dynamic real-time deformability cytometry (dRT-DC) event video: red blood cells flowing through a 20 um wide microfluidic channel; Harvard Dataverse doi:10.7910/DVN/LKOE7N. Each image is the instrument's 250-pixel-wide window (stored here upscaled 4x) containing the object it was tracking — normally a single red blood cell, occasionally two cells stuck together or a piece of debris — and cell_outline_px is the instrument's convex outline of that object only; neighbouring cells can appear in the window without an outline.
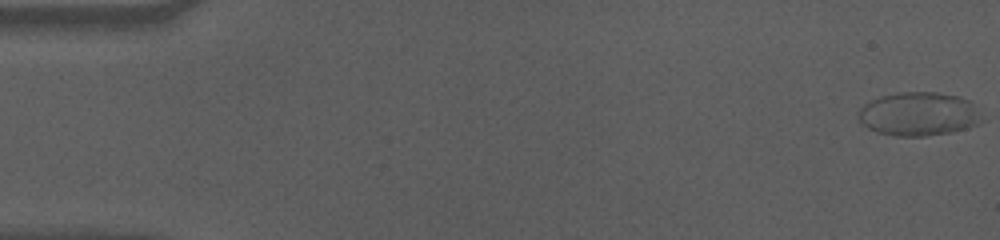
{"species": "human", "species_latin": "Homo sapiens", "temperature_condition": "cold", "stored_images_in_passage": 58, "camera_frame_rate_fps": 3000, "um_per_image_px": 0.085, "donor": {"sex": "male"}, "frame": {"image": 1, "passage_image": 1, "time_ms": 0.0, "image_size_px": [1000, 240], "cell_outline_px": [[980, 120], [976, 124], [964, 128], [948, 132], [924, 136], [896, 136], [880, 132], [868, 128], [860, 120], [860, 108], [864, 104], [872, 100], [884, 96], [900, 92], [936, 92], [960, 96], [968, 100]], "centroid_in_image_um": [78.04, 9.68], "position_along_channel_um": 7.0, "area_um2": 30.4}}
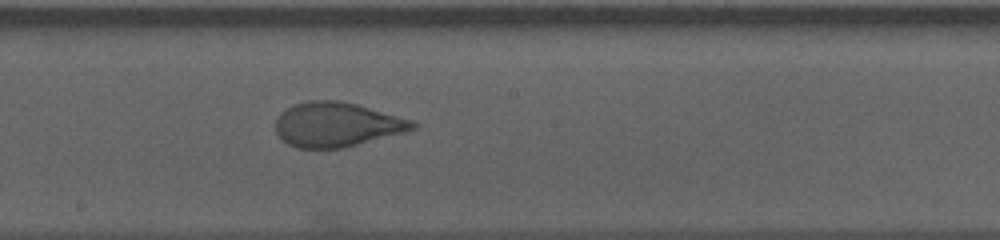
{"frame": {"image": 2, "passage_image": 32, "time_ms": 10.333, "image_size_px": [1000, 240], "cell_outline_px": [[420, 124], [416, 128], [344, 148], [296, 148], [280, 140], [276, 132], [276, 120], [280, 112], [292, 104], [308, 100], [336, 100], [356, 104], [408, 120]], "centroid_in_image_um": [28.52, 10.59], "position_along_channel_um": 219.7, "area_um2": 35.2}}
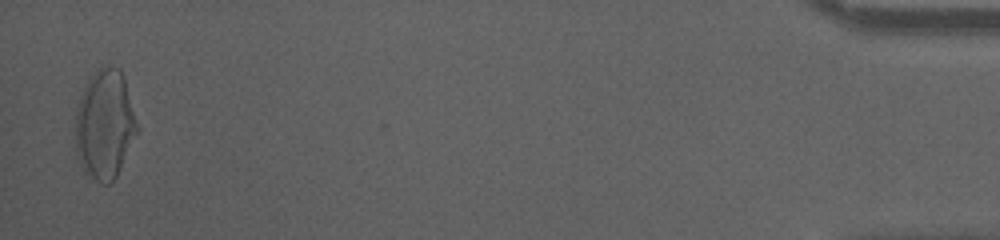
{"frame": {"image": 3, "passage_image": 57, "time_ms": 18.667, "image_size_px": [1000, 240], "cell_outline_px": [[140, 128], [116, 176], [108, 184], [100, 184], [80, 164], [76, 152], [76, 108], [80, 96], [88, 80], [104, 64], [112, 64], [120, 68], [124, 76]], "centroid_in_image_um": [8.94, 10.53], "position_along_channel_um": 426.3, "area_um2": 39.36}, "authors_computed_cell_mechanics": {"area_um2": 34.8823, "velocity_mm_per_s": 3.5498, "shape_relaxation_time_tau1_ms": 6.1969, "shape_relaxation_time_tau2_ms": null, "deformation_change_tau1": 0.214, "deformation_change_tau2": null}}